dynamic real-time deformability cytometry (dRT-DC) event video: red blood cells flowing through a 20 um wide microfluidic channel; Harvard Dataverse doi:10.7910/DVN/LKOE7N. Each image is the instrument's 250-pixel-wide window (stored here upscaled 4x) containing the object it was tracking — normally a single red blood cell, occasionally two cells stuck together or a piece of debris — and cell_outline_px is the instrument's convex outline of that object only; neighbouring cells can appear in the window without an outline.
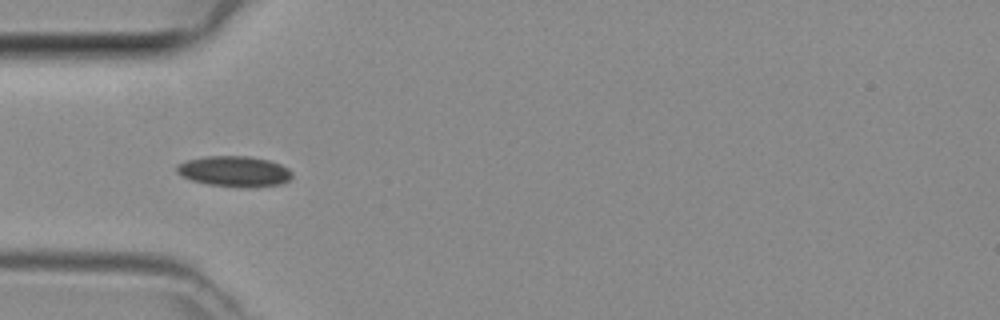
{"species": "common noctule bat (a hibernating species)", "species_latin": "Nyctalus noctula", "temperature_condition": "room temperature", "stored_images_in_passage": 36, "camera_frame_rate_fps": 3000, "um_per_image_px": 0.085, "animal": {"sex": "female", "body_mass_g": 29.2, "forearm_length_mm": 56.3}, "frame": {"image": 1, "passage_image": 3, "time_ms": 0.667, "image_size_px": [1000, 320], "cell_outline_px": [[292, 176], [288, 180], [280, 184], [252, 188], [248, 188], [208, 184], [192, 180], [176, 172], [176, 164], [188, 160], [204, 156], [248, 156], [268, 160], [280, 164], [288, 168], [292, 172]], "centroid_in_image_um": [19.93, 14.56], "position_along_channel_um": 65.1, "area_um2": 20.58}}
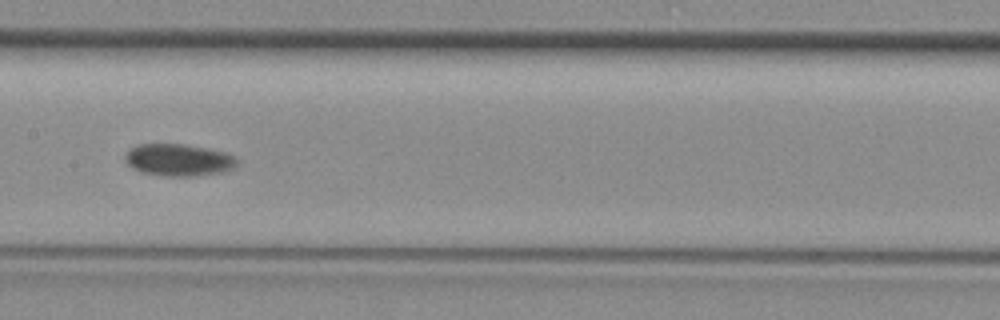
{"frame": {"image": 2, "passage_image": 12, "time_ms": 3.667, "image_size_px": [1000, 320], "cell_outline_px": [[236, 164], [232, 168], [224, 172], [192, 176], [164, 176], [144, 172], [132, 168], [124, 160], [124, 156], [128, 148], [136, 144], [184, 144], [208, 148], [224, 152], [236, 156]], "centroid_in_image_um": [15.14, 13.58], "position_along_channel_um": 192.3, "area_um2": 21.04}}
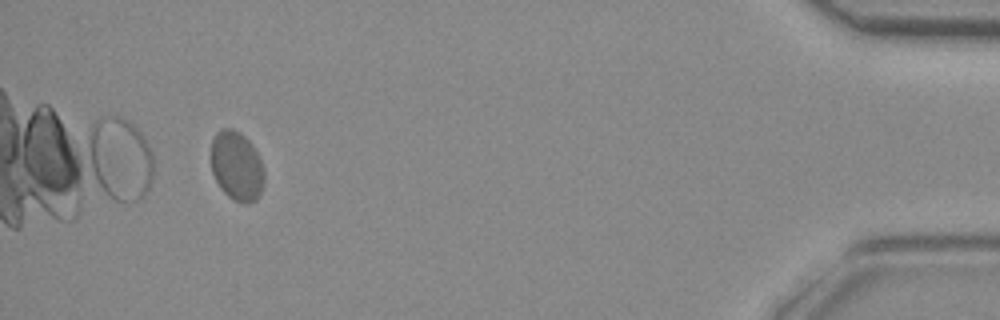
{"frame": {"image": 3, "passage_image": 33, "time_ms": 10.667, "image_size_px": [1000, 320], "cell_outline_px": [[264, 184], [256, 200], [248, 204], [244, 204], [228, 196], [220, 188], [212, 172], [212, 140], [216, 132], [220, 128], [232, 128], [240, 132], [252, 144], [264, 168]], "centroid_in_image_um": [20.13, 14.11], "position_along_channel_um": 415.1, "area_um2": 21.5}}